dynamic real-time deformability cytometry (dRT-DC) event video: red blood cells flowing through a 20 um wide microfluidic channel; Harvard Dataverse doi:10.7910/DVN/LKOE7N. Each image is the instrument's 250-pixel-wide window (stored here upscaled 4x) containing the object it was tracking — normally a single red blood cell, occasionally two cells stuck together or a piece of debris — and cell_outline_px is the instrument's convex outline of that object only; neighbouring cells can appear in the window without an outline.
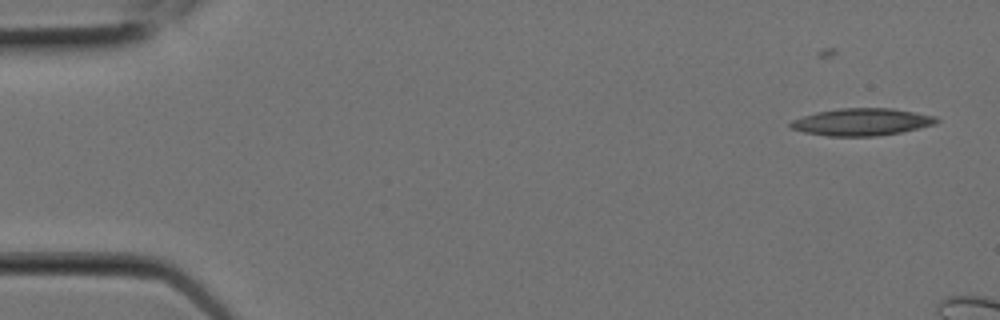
{"species": "Egyptian fruit bat (a non-hibernating species)", "species_latin": "Rousettus aegyptiacus", "temperature_condition": "room temperature", "stored_images_in_passage": 6, "camera_frame_rate_fps": 3000, "um_per_image_px": 0.085, "animal": {"sex": "female"}, "frame": {"image": 1, "passage_image": 3, "time_ms": 0.667, "image_size_px": [1000, 320], "cell_outline_px": [[940, 120], [936, 124], [900, 132], [876, 136], [828, 136], [804, 132], [792, 128], [788, 124], [792, 120], [816, 112], [840, 108], [892, 108], [936, 116]], "centroid_in_image_um": [73.26, 10.36], "position_along_channel_um": 11.7, "area_um2": 23.06}}